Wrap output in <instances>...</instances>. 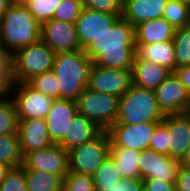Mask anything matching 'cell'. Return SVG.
<instances>
[{"label":"cell","instance_id":"cell-1","mask_svg":"<svg viewBox=\"0 0 190 191\" xmlns=\"http://www.w3.org/2000/svg\"><path fill=\"white\" fill-rule=\"evenodd\" d=\"M93 64L132 70L136 54L134 27L120 17L104 34L84 49Z\"/></svg>","mask_w":190,"mask_h":191},{"label":"cell","instance_id":"cell-2","mask_svg":"<svg viewBox=\"0 0 190 191\" xmlns=\"http://www.w3.org/2000/svg\"><path fill=\"white\" fill-rule=\"evenodd\" d=\"M41 39V24L27 7L14 1L0 20V42L3 50L12 56L18 49Z\"/></svg>","mask_w":190,"mask_h":191},{"label":"cell","instance_id":"cell-3","mask_svg":"<svg viewBox=\"0 0 190 191\" xmlns=\"http://www.w3.org/2000/svg\"><path fill=\"white\" fill-rule=\"evenodd\" d=\"M92 64L84 50L55 54L52 72L59 81L60 99L77 100L88 87Z\"/></svg>","mask_w":190,"mask_h":191},{"label":"cell","instance_id":"cell-4","mask_svg":"<svg viewBox=\"0 0 190 191\" xmlns=\"http://www.w3.org/2000/svg\"><path fill=\"white\" fill-rule=\"evenodd\" d=\"M164 116L158 107L155 91L132 84L119 98L118 116L114 124L162 122Z\"/></svg>","mask_w":190,"mask_h":191},{"label":"cell","instance_id":"cell-5","mask_svg":"<svg viewBox=\"0 0 190 191\" xmlns=\"http://www.w3.org/2000/svg\"><path fill=\"white\" fill-rule=\"evenodd\" d=\"M55 54L41 39L18 49L10 56L11 82H28L37 75L51 71Z\"/></svg>","mask_w":190,"mask_h":191},{"label":"cell","instance_id":"cell-6","mask_svg":"<svg viewBox=\"0 0 190 191\" xmlns=\"http://www.w3.org/2000/svg\"><path fill=\"white\" fill-rule=\"evenodd\" d=\"M78 114L107 131L118 116L119 97L93 91L86 87L76 100Z\"/></svg>","mask_w":190,"mask_h":191},{"label":"cell","instance_id":"cell-7","mask_svg":"<svg viewBox=\"0 0 190 191\" xmlns=\"http://www.w3.org/2000/svg\"><path fill=\"white\" fill-rule=\"evenodd\" d=\"M110 136L103 131L92 141L68 151L69 172L93 176L109 154Z\"/></svg>","mask_w":190,"mask_h":191},{"label":"cell","instance_id":"cell-8","mask_svg":"<svg viewBox=\"0 0 190 191\" xmlns=\"http://www.w3.org/2000/svg\"><path fill=\"white\" fill-rule=\"evenodd\" d=\"M16 84V85H15ZM19 88L12 97L16 106L18 120L45 119L54 99L31 87L27 82L11 83L10 89Z\"/></svg>","mask_w":190,"mask_h":191},{"label":"cell","instance_id":"cell-9","mask_svg":"<svg viewBox=\"0 0 190 191\" xmlns=\"http://www.w3.org/2000/svg\"><path fill=\"white\" fill-rule=\"evenodd\" d=\"M160 123L113 124L107 130L110 136V146H123L137 151L149 149L153 133Z\"/></svg>","mask_w":190,"mask_h":191},{"label":"cell","instance_id":"cell-10","mask_svg":"<svg viewBox=\"0 0 190 191\" xmlns=\"http://www.w3.org/2000/svg\"><path fill=\"white\" fill-rule=\"evenodd\" d=\"M132 85V70L104 68L92 64L88 88L107 95L122 97Z\"/></svg>","mask_w":190,"mask_h":191},{"label":"cell","instance_id":"cell-11","mask_svg":"<svg viewBox=\"0 0 190 191\" xmlns=\"http://www.w3.org/2000/svg\"><path fill=\"white\" fill-rule=\"evenodd\" d=\"M24 170H42L60 175L63 179L69 173L68 151L58 144L26 153L23 156Z\"/></svg>","mask_w":190,"mask_h":191},{"label":"cell","instance_id":"cell-12","mask_svg":"<svg viewBox=\"0 0 190 191\" xmlns=\"http://www.w3.org/2000/svg\"><path fill=\"white\" fill-rule=\"evenodd\" d=\"M181 164L179 159L157 153L153 149L140 151L138 170L141 180L155 178L176 182Z\"/></svg>","mask_w":190,"mask_h":191},{"label":"cell","instance_id":"cell-13","mask_svg":"<svg viewBox=\"0 0 190 191\" xmlns=\"http://www.w3.org/2000/svg\"><path fill=\"white\" fill-rule=\"evenodd\" d=\"M154 91L158 107L164 115L190 111V95L174 72Z\"/></svg>","mask_w":190,"mask_h":191},{"label":"cell","instance_id":"cell-14","mask_svg":"<svg viewBox=\"0 0 190 191\" xmlns=\"http://www.w3.org/2000/svg\"><path fill=\"white\" fill-rule=\"evenodd\" d=\"M41 40L56 54L82 50L75 24L53 18L41 24Z\"/></svg>","mask_w":190,"mask_h":191},{"label":"cell","instance_id":"cell-15","mask_svg":"<svg viewBox=\"0 0 190 191\" xmlns=\"http://www.w3.org/2000/svg\"><path fill=\"white\" fill-rule=\"evenodd\" d=\"M121 15L83 8L75 23V28L82 50L113 26Z\"/></svg>","mask_w":190,"mask_h":191},{"label":"cell","instance_id":"cell-16","mask_svg":"<svg viewBox=\"0 0 190 191\" xmlns=\"http://www.w3.org/2000/svg\"><path fill=\"white\" fill-rule=\"evenodd\" d=\"M168 131V156L181 159L190 146V113L165 115L161 122Z\"/></svg>","mask_w":190,"mask_h":191},{"label":"cell","instance_id":"cell-17","mask_svg":"<svg viewBox=\"0 0 190 191\" xmlns=\"http://www.w3.org/2000/svg\"><path fill=\"white\" fill-rule=\"evenodd\" d=\"M77 114L76 101L54 99L52 107L45 117L48 134L54 144H58L68 135V128Z\"/></svg>","mask_w":190,"mask_h":191},{"label":"cell","instance_id":"cell-18","mask_svg":"<svg viewBox=\"0 0 190 191\" xmlns=\"http://www.w3.org/2000/svg\"><path fill=\"white\" fill-rule=\"evenodd\" d=\"M17 134L23 156L26 153L43 150L54 144L49 137L45 119L19 120Z\"/></svg>","mask_w":190,"mask_h":191},{"label":"cell","instance_id":"cell-19","mask_svg":"<svg viewBox=\"0 0 190 191\" xmlns=\"http://www.w3.org/2000/svg\"><path fill=\"white\" fill-rule=\"evenodd\" d=\"M168 0H123L121 17L133 27L153 19L162 18Z\"/></svg>","mask_w":190,"mask_h":191},{"label":"cell","instance_id":"cell-20","mask_svg":"<svg viewBox=\"0 0 190 191\" xmlns=\"http://www.w3.org/2000/svg\"><path fill=\"white\" fill-rule=\"evenodd\" d=\"M172 73L170 69L153 62L142 60L135 54L132 67V84L155 90Z\"/></svg>","mask_w":190,"mask_h":191},{"label":"cell","instance_id":"cell-21","mask_svg":"<svg viewBox=\"0 0 190 191\" xmlns=\"http://www.w3.org/2000/svg\"><path fill=\"white\" fill-rule=\"evenodd\" d=\"M175 30V27L165 18L141 22L134 26L135 45L171 41L174 38Z\"/></svg>","mask_w":190,"mask_h":191},{"label":"cell","instance_id":"cell-22","mask_svg":"<svg viewBox=\"0 0 190 191\" xmlns=\"http://www.w3.org/2000/svg\"><path fill=\"white\" fill-rule=\"evenodd\" d=\"M103 131L102 128L87 119L84 115L77 114L68 128V135L65 136L58 145L69 151L92 141Z\"/></svg>","mask_w":190,"mask_h":191},{"label":"cell","instance_id":"cell-23","mask_svg":"<svg viewBox=\"0 0 190 191\" xmlns=\"http://www.w3.org/2000/svg\"><path fill=\"white\" fill-rule=\"evenodd\" d=\"M135 46L136 54L142 60L167 67L172 72L176 69V57L173 40Z\"/></svg>","mask_w":190,"mask_h":191},{"label":"cell","instance_id":"cell-24","mask_svg":"<svg viewBox=\"0 0 190 191\" xmlns=\"http://www.w3.org/2000/svg\"><path fill=\"white\" fill-rule=\"evenodd\" d=\"M109 154L123 178L141 179L138 170L140 151L123 146H110Z\"/></svg>","mask_w":190,"mask_h":191},{"label":"cell","instance_id":"cell-25","mask_svg":"<svg viewBox=\"0 0 190 191\" xmlns=\"http://www.w3.org/2000/svg\"><path fill=\"white\" fill-rule=\"evenodd\" d=\"M27 191H62L63 178L42 170H24Z\"/></svg>","mask_w":190,"mask_h":191},{"label":"cell","instance_id":"cell-26","mask_svg":"<svg viewBox=\"0 0 190 191\" xmlns=\"http://www.w3.org/2000/svg\"><path fill=\"white\" fill-rule=\"evenodd\" d=\"M0 162L12 168L22 166L23 154L18 134L0 136Z\"/></svg>","mask_w":190,"mask_h":191},{"label":"cell","instance_id":"cell-27","mask_svg":"<svg viewBox=\"0 0 190 191\" xmlns=\"http://www.w3.org/2000/svg\"><path fill=\"white\" fill-rule=\"evenodd\" d=\"M7 93L9 92H4L0 94V136L17 134L18 129L19 120L17 116L16 106L13 98L9 96L7 97Z\"/></svg>","mask_w":190,"mask_h":191},{"label":"cell","instance_id":"cell-28","mask_svg":"<svg viewBox=\"0 0 190 191\" xmlns=\"http://www.w3.org/2000/svg\"><path fill=\"white\" fill-rule=\"evenodd\" d=\"M92 178L97 190L99 187L114 185L123 177L117 169L114 159L110 154H108Z\"/></svg>","mask_w":190,"mask_h":191},{"label":"cell","instance_id":"cell-29","mask_svg":"<svg viewBox=\"0 0 190 191\" xmlns=\"http://www.w3.org/2000/svg\"><path fill=\"white\" fill-rule=\"evenodd\" d=\"M173 45L176 68L190 65V25L175 30Z\"/></svg>","mask_w":190,"mask_h":191},{"label":"cell","instance_id":"cell-30","mask_svg":"<svg viewBox=\"0 0 190 191\" xmlns=\"http://www.w3.org/2000/svg\"><path fill=\"white\" fill-rule=\"evenodd\" d=\"M162 18L175 29L190 25V7L179 0H168Z\"/></svg>","mask_w":190,"mask_h":191},{"label":"cell","instance_id":"cell-31","mask_svg":"<svg viewBox=\"0 0 190 191\" xmlns=\"http://www.w3.org/2000/svg\"><path fill=\"white\" fill-rule=\"evenodd\" d=\"M61 2L62 0H25L23 4L33 14L36 20L42 24L53 18Z\"/></svg>","mask_w":190,"mask_h":191},{"label":"cell","instance_id":"cell-32","mask_svg":"<svg viewBox=\"0 0 190 191\" xmlns=\"http://www.w3.org/2000/svg\"><path fill=\"white\" fill-rule=\"evenodd\" d=\"M27 83L46 96H50L53 99H60L59 81L52 70L33 77Z\"/></svg>","mask_w":190,"mask_h":191},{"label":"cell","instance_id":"cell-33","mask_svg":"<svg viewBox=\"0 0 190 191\" xmlns=\"http://www.w3.org/2000/svg\"><path fill=\"white\" fill-rule=\"evenodd\" d=\"M82 10L83 5L81 0H62L53 15V19L75 24Z\"/></svg>","mask_w":190,"mask_h":191},{"label":"cell","instance_id":"cell-34","mask_svg":"<svg viewBox=\"0 0 190 191\" xmlns=\"http://www.w3.org/2000/svg\"><path fill=\"white\" fill-rule=\"evenodd\" d=\"M62 191H96V188L91 176L69 172L63 179Z\"/></svg>","mask_w":190,"mask_h":191},{"label":"cell","instance_id":"cell-35","mask_svg":"<svg viewBox=\"0 0 190 191\" xmlns=\"http://www.w3.org/2000/svg\"><path fill=\"white\" fill-rule=\"evenodd\" d=\"M0 191H27L26 176L22 166L11 168L0 185Z\"/></svg>","mask_w":190,"mask_h":191},{"label":"cell","instance_id":"cell-36","mask_svg":"<svg viewBox=\"0 0 190 191\" xmlns=\"http://www.w3.org/2000/svg\"><path fill=\"white\" fill-rule=\"evenodd\" d=\"M83 8L122 15L123 0H81Z\"/></svg>","mask_w":190,"mask_h":191},{"label":"cell","instance_id":"cell-37","mask_svg":"<svg viewBox=\"0 0 190 191\" xmlns=\"http://www.w3.org/2000/svg\"><path fill=\"white\" fill-rule=\"evenodd\" d=\"M168 137L167 128L160 123L153 133L150 141V149L168 156Z\"/></svg>","mask_w":190,"mask_h":191},{"label":"cell","instance_id":"cell-38","mask_svg":"<svg viewBox=\"0 0 190 191\" xmlns=\"http://www.w3.org/2000/svg\"><path fill=\"white\" fill-rule=\"evenodd\" d=\"M143 185L141 179L122 178L116 184L99 187L96 191H139Z\"/></svg>","mask_w":190,"mask_h":191},{"label":"cell","instance_id":"cell-39","mask_svg":"<svg viewBox=\"0 0 190 191\" xmlns=\"http://www.w3.org/2000/svg\"><path fill=\"white\" fill-rule=\"evenodd\" d=\"M11 83L10 58H0V94L10 91Z\"/></svg>","mask_w":190,"mask_h":191},{"label":"cell","instance_id":"cell-40","mask_svg":"<svg viewBox=\"0 0 190 191\" xmlns=\"http://www.w3.org/2000/svg\"><path fill=\"white\" fill-rule=\"evenodd\" d=\"M142 182L148 191H173L175 189V182H166L155 178L144 179Z\"/></svg>","mask_w":190,"mask_h":191},{"label":"cell","instance_id":"cell-41","mask_svg":"<svg viewBox=\"0 0 190 191\" xmlns=\"http://www.w3.org/2000/svg\"><path fill=\"white\" fill-rule=\"evenodd\" d=\"M175 188L177 191H190V168L180 166Z\"/></svg>","mask_w":190,"mask_h":191},{"label":"cell","instance_id":"cell-42","mask_svg":"<svg viewBox=\"0 0 190 191\" xmlns=\"http://www.w3.org/2000/svg\"><path fill=\"white\" fill-rule=\"evenodd\" d=\"M173 72L179 78L181 83L186 88L187 93L190 95V65L176 68Z\"/></svg>","mask_w":190,"mask_h":191},{"label":"cell","instance_id":"cell-43","mask_svg":"<svg viewBox=\"0 0 190 191\" xmlns=\"http://www.w3.org/2000/svg\"><path fill=\"white\" fill-rule=\"evenodd\" d=\"M11 168L12 167H10L9 165H7L3 162H0V185L6 178L8 172L11 170Z\"/></svg>","mask_w":190,"mask_h":191},{"label":"cell","instance_id":"cell-44","mask_svg":"<svg viewBox=\"0 0 190 191\" xmlns=\"http://www.w3.org/2000/svg\"><path fill=\"white\" fill-rule=\"evenodd\" d=\"M14 2V0H0V20L7 12L8 7Z\"/></svg>","mask_w":190,"mask_h":191},{"label":"cell","instance_id":"cell-45","mask_svg":"<svg viewBox=\"0 0 190 191\" xmlns=\"http://www.w3.org/2000/svg\"><path fill=\"white\" fill-rule=\"evenodd\" d=\"M179 161L181 166L190 168V146L187 148V150L185 151V154Z\"/></svg>","mask_w":190,"mask_h":191},{"label":"cell","instance_id":"cell-46","mask_svg":"<svg viewBox=\"0 0 190 191\" xmlns=\"http://www.w3.org/2000/svg\"><path fill=\"white\" fill-rule=\"evenodd\" d=\"M0 58H10V56L3 50L1 42H0Z\"/></svg>","mask_w":190,"mask_h":191},{"label":"cell","instance_id":"cell-47","mask_svg":"<svg viewBox=\"0 0 190 191\" xmlns=\"http://www.w3.org/2000/svg\"><path fill=\"white\" fill-rule=\"evenodd\" d=\"M179 1L190 7V0H179Z\"/></svg>","mask_w":190,"mask_h":191},{"label":"cell","instance_id":"cell-48","mask_svg":"<svg viewBox=\"0 0 190 191\" xmlns=\"http://www.w3.org/2000/svg\"><path fill=\"white\" fill-rule=\"evenodd\" d=\"M139 191H148V190L146 189V187H144V186L142 185V187H141V189H140Z\"/></svg>","mask_w":190,"mask_h":191},{"label":"cell","instance_id":"cell-49","mask_svg":"<svg viewBox=\"0 0 190 191\" xmlns=\"http://www.w3.org/2000/svg\"><path fill=\"white\" fill-rule=\"evenodd\" d=\"M16 1L23 3L25 0H16Z\"/></svg>","mask_w":190,"mask_h":191}]
</instances>
